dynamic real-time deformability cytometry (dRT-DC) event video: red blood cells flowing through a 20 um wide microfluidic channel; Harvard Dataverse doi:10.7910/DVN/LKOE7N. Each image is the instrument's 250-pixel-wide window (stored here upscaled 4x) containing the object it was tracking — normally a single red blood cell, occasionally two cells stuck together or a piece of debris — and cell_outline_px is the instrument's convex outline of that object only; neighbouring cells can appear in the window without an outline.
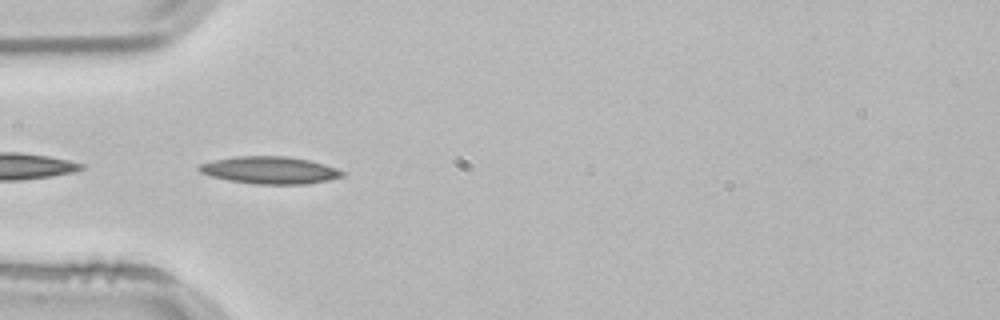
{"species": "common noctule bat (a hibernating species)", "species_latin": "Nyctalus noctula", "temperature_condition": "room temperature", "stored_images_in_passage": 3, "camera_frame_rate_fps": 3000, "um_per_image_px": 0.085, "animal": {"sex": "male", "body_mass_g": 21.5, "forearm_length_mm": 52.0}, "frame": {"image": 1, "passage_image": 1, "time_ms": 0.0, "image_size_px": [1000, 320], "cell_outline_px": [[344, 176], [328, 180], [308, 184], [256, 184], [228, 180], [212, 176], [200, 172], [196, 168], [200, 164], [216, 160], [236, 156], [288, 156], [308, 160], [324, 164], [336, 168], [344, 172]], "centroid_in_image_um": [22.95, 14.46], "position_along_channel_um": 62.1, "area_um2": 22.66}}